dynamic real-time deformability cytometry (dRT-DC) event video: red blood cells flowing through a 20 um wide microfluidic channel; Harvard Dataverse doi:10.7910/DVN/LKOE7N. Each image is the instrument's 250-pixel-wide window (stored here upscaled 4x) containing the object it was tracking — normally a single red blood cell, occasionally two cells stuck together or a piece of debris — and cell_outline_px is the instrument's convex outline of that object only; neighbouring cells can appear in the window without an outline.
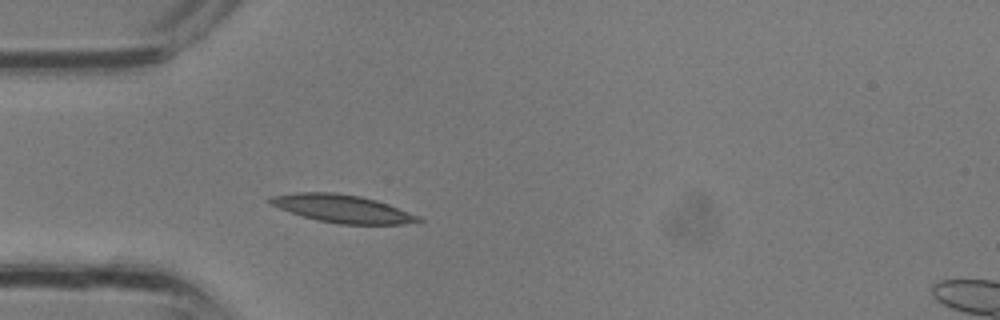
{"species": "common noctule bat (a hibernating species)", "species_latin": "Nyctalus noctula", "temperature_condition": "room temperature", "stored_images_in_passage": 1, "camera_frame_rate_fps": 3000, "um_per_image_px": 0.085, "animal": {"sex": "male", "body_mass_g": 13.3}, "frame": {"image": 1, "passage_image": 1, "time_ms": 0.0, "image_size_px": [1000, 320], "cell_outline_px": [[424, 220], [404, 224], [336, 224], [304, 216], [268, 204], [268, 200], [272, 196], [296, 192], [332, 192], [360, 196], [376, 200], [388, 204], [420, 216]], "centroid_in_image_um": [29.11, 17.73], "position_along_channel_um": 55.9, "area_um2": 23.81}}